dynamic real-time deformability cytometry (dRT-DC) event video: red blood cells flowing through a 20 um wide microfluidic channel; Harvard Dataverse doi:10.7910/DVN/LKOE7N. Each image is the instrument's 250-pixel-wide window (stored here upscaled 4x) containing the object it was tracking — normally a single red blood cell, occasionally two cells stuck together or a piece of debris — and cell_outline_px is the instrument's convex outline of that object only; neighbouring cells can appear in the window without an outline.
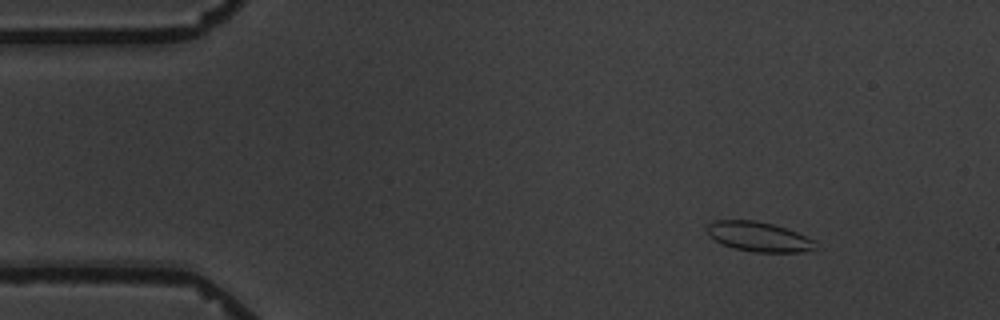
{"species": "common noctule bat (a hibernating species)", "species_latin": "Nyctalus noctula", "temperature_condition": "warm", "stored_images_in_passage": 7, "camera_frame_rate_fps": 3000, "um_per_image_px": 0.085, "animal": {"sex": "male", "body_mass_g": 19.5, "forearm_length_mm": 54.6}, "frame": {"image": 1, "passage_image": 1, "time_ms": 0.0, "image_size_px": [1000, 320], "cell_outline_px": [[816, 248], [804, 252], [756, 252], [736, 248], [724, 244], [708, 236], [708, 224], [716, 220], [752, 220], [772, 224], [796, 232], [816, 240]], "centroid_in_image_um": [64.53, 20.12], "position_along_channel_um": 20.5, "area_um2": 18.5}}
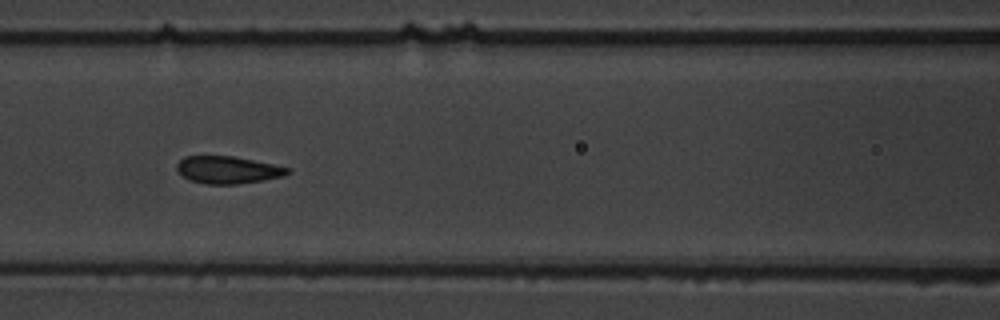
{"frame": {"image": 2, "passage_image": 6, "time_ms": 6.0, "image_size_px": [1000, 320], "cell_outline_px": [[292, 172], [284, 176], [264, 180], [236, 184], [204, 184], [192, 180], [184, 176], [176, 168], [176, 164], [184, 156], [232, 156], [292, 168]], "centroid_in_image_um": [19.4, 14.44], "position_along_channel_um": 147.2, "area_um2": 17.57}}
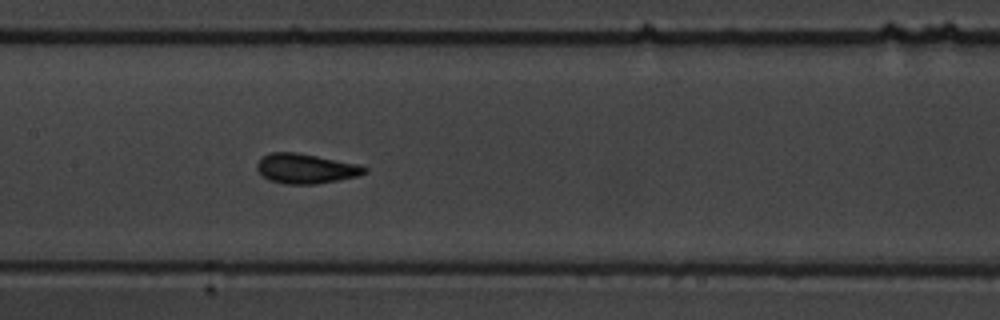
{"frame": {"image": 3, "passage_image": 7, "time_ms": 7.0, "image_size_px": [1000, 320], "cell_outline_px": [[368, 172], [360, 176], [316, 184], [284, 184], [268, 180], [256, 168], [256, 164], [264, 156], [272, 152], [296, 152], [356, 164], [368, 168]], "centroid_in_image_um": [26.0, 14.34], "position_along_channel_um": 181.4, "area_um2": 18.55}}